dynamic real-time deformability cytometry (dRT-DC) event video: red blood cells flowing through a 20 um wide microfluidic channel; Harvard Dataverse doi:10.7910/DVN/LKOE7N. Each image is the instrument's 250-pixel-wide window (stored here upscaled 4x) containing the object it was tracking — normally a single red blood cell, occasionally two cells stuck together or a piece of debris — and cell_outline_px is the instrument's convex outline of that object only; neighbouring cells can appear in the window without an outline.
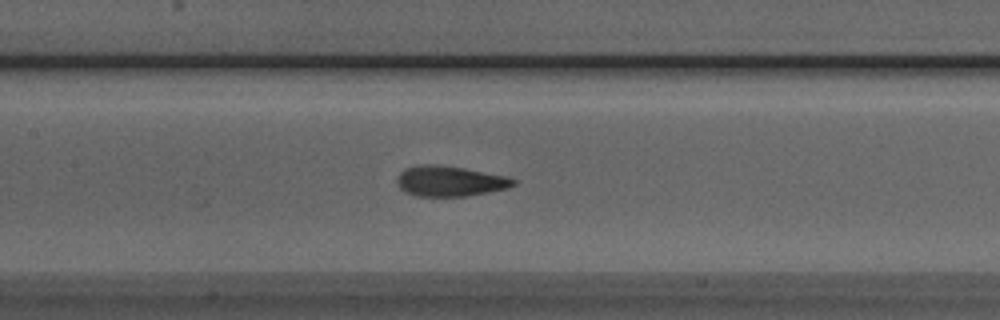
{"species": "Egyptian fruit bat (a non-hibernating species)", "species_latin": "Rousettus aegyptiacus", "temperature_condition": "room temperature", "stored_images_in_passage": 51, "camera_frame_rate_fps": 3000, "um_per_image_px": 0.085, "animal": {"sex": "male"}, "frame": {"image": 1, "passage_image": 24, "time_ms": 7.667, "image_size_px": [1000, 320], "cell_outline_px": [[516, 184], [508, 188], [488, 192], [464, 196], [416, 196], [404, 192], [396, 184], [396, 176], [404, 168], [416, 164], [436, 164], [464, 168], [508, 176], [516, 180]], "centroid_in_image_um": [38.19, 15.38], "position_along_channel_um": 169.2, "area_um2": 20.92}}
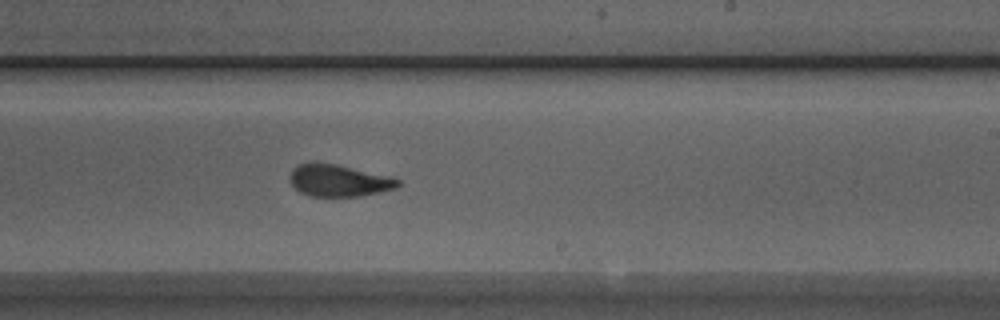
{"frame": {"image": 2, "passage_image": 31, "time_ms": 10.0, "image_size_px": [1000, 320], "cell_outline_px": [[400, 184], [396, 188], [380, 192], [360, 196], [312, 196], [300, 192], [288, 180], [288, 176], [292, 168], [296, 164], [308, 160], [312, 160], [336, 164], [388, 176], [400, 180]], "centroid_in_image_um": [28.71, 15.31], "position_along_channel_um": 260.3, "area_um2": 20.46}}
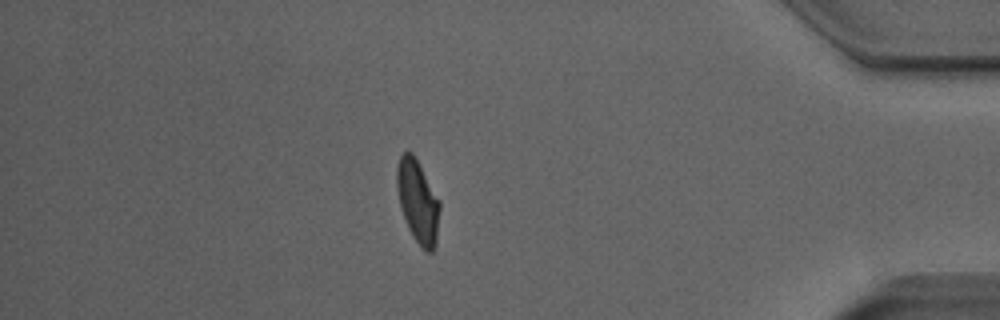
{"frame": {"image": 3, "passage_image": 45, "time_ms": 14.667, "image_size_px": [1000, 320], "cell_outline_px": [[440, 208], [436, 244], [432, 252], [428, 252], [420, 248], [412, 236], [408, 228], [400, 204], [396, 188], [396, 168], [400, 156], [408, 148], [416, 156], [440, 200]], "centroid_in_image_um": [35.52, 17.08], "position_along_channel_um": 399.7, "area_um2": 21.15}, "authors_computed_cell_mechanics": {"area_um2": 20.808, "velocity_mm_per_s": 3.9288, "shape_relaxation_time_tau1_ms": 7.5243, "shape_relaxation_time_tau2_ms": 1.2814, "deformation_change_tau1": 0.217, "deformation_change_tau2": 0.0747}}